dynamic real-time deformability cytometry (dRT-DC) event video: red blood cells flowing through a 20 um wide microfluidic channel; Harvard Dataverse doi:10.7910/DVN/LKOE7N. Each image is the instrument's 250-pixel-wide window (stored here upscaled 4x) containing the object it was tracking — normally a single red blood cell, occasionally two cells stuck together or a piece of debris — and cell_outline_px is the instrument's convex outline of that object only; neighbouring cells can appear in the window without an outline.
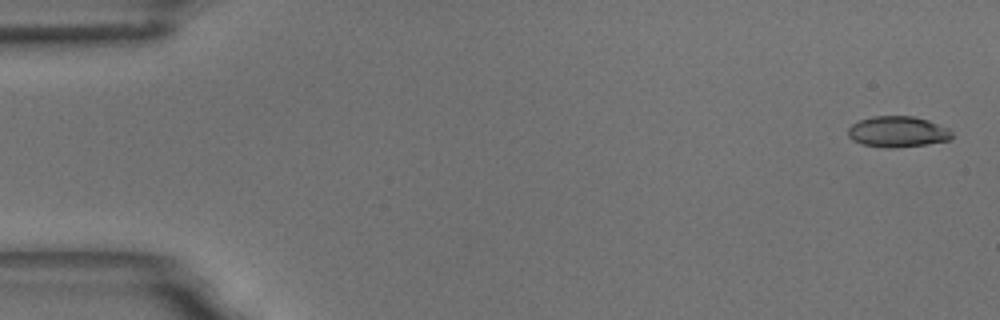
{"species": "common noctule bat (a hibernating species)", "species_latin": "Nyctalus noctula", "temperature_condition": "room temperature", "stored_images_in_passage": 19, "camera_frame_rate_fps": 3000, "um_per_image_px": 0.085, "animal": {"sex": "male", "body_mass_g": 18.8}, "frame": {"image": 1, "passage_image": 2, "time_ms": 0.333, "image_size_px": [1000, 320], "cell_outline_px": [[952, 136], [948, 140], [928, 144], [896, 148], [884, 148], [864, 144], [852, 140], [848, 136], [848, 128], [852, 124], [860, 120], [872, 116], [912, 116], [928, 120], [948, 128], [952, 132]], "centroid_in_image_um": [76.29, 11.2], "position_along_channel_um": 8.7, "area_um2": 18.73}}
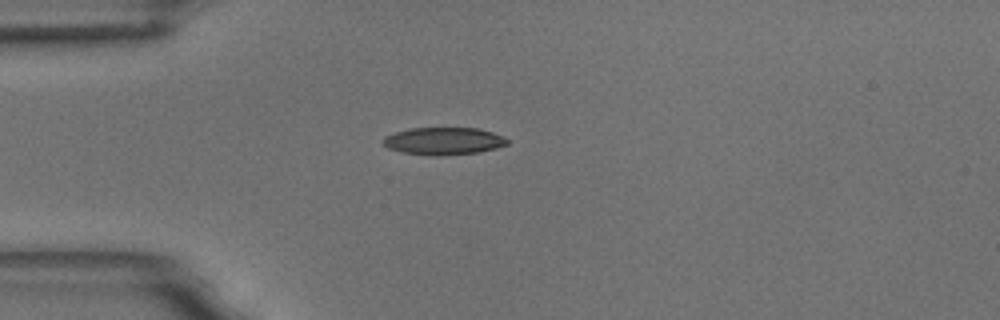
{"frame": {"image": 2, "passage_image": 16, "time_ms": 5.0, "image_size_px": [1000, 320], "cell_outline_px": [[508, 144], [496, 148], [476, 152], [440, 156], [432, 156], [404, 152], [388, 148], [380, 140], [384, 136], [396, 132], [412, 128], [476, 128], [492, 132], [504, 136], [508, 140]], "centroid_in_image_um": [37.7, 11.99], "position_along_channel_um": 47.3, "area_um2": 19.77}}